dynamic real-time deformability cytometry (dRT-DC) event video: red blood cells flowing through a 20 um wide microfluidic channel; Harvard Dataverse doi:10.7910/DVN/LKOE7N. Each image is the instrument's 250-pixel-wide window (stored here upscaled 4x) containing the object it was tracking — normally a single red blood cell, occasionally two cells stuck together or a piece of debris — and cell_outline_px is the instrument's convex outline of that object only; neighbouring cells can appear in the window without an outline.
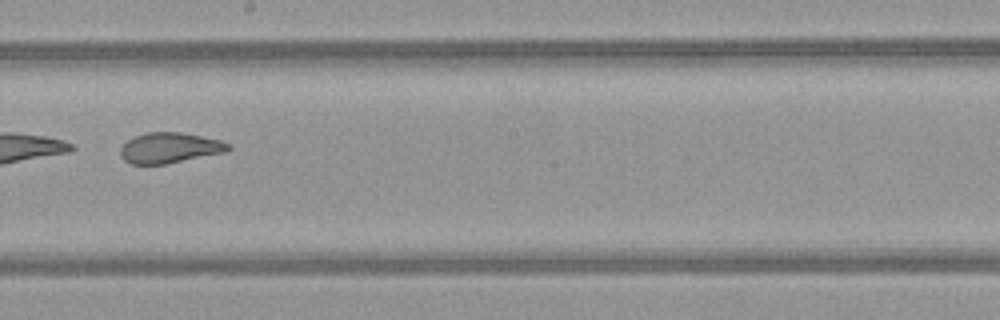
{"species": "common noctule bat (a hibernating species)", "species_latin": "Nyctalus noctula", "temperature_condition": "warm", "stored_images_in_passage": 50, "camera_frame_rate_fps": 3000, "um_per_image_px": 0.085, "animal": {"sex": "female", "body_mass_g": 21.9}, "frame": {"image": 1, "passage_image": 29, "time_ms": 9.333, "image_size_px": [1000, 320], "cell_outline_px": [[232, 148], [228, 152], [164, 164], [132, 164], [124, 160], [120, 152], [120, 148], [128, 140], [136, 136], [148, 132], [180, 132], [220, 140], [232, 144]], "centroid_in_image_um": [14.47, 12.57], "position_along_channel_um": 233.7, "area_um2": 19.13}}